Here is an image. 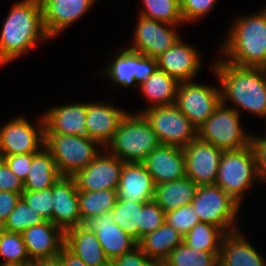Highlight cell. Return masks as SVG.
<instances>
[{"label":"cell","instance_id":"1","mask_svg":"<svg viewBox=\"0 0 266 266\" xmlns=\"http://www.w3.org/2000/svg\"><path fill=\"white\" fill-rule=\"evenodd\" d=\"M10 5L0 29V68L52 40L43 23L40 0H14Z\"/></svg>","mask_w":266,"mask_h":266},{"label":"cell","instance_id":"2","mask_svg":"<svg viewBox=\"0 0 266 266\" xmlns=\"http://www.w3.org/2000/svg\"><path fill=\"white\" fill-rule=\"evenodd\" d=\"M216 58L209 68L219 82L222 103L240 115L245 111L266 120V68L240 67Z\"/></svg>","mask_w":266,"mask_h":266},{"label":"cell","instance_id":"3","mask_svg":"<svg viewBox=\"0 0 266 266\" xmlns=\"http://www.w3.org/2000/svg\"><path fill=\"white\" fill-rule=\"evenodd\" d=\"M234 16L217 47L220 58L240 67L266 68V5Z\"/></svg>","mask_w":266,"mask_h":266},{"label":"cell","instance_id":"4","mask_svg":"<svg viewBox=\"0 0 266 266\" xmlns=\"http://www.w3.org/2000/svg\"><path fill=\"white\" fill-rule=\"evenodd\" d=\"M160 142L142 113L128 111L106 149L124 163H142Z\"/></svg>","mask_w":266,"mask_h":266},{"label":"cell","instance_id":"5","mask_svg":"<svg viewBox=\"0 0 266 266\" xmlns=\"http://www.w3.org/2000/svg\"><path fill=\"white\" fill-rule=\"evenodd\" d=\"M215 184L244 205L246 194L261 184L250 145L222 153Z\"/></svg>","mask_w":266,"mask_h":266},{"label":"cell","instance_id":"6","mask_svg":"<svg viewBox=\"0 0 266 266\" xmlns=\"http://www.w3.org/2000/svg\"><path fill=\"white\" fill-rule=\"evenodd\" d=\"M192 206L201 222L213 224L226 234L241 230L242 205L217 184L198 186Z\"/></svg>","mask_w":266,"mask_h":266},{"label":"cell","instance_id":"7","mask_svg":"<svg viewBox=\"0 0 266 266\" xmlns=\"http://www.w3.org/2000/svg\"><path fill=\"white\" fill-rule=\"evenodd\" d=\"M241 116L221 102L215 112L197 128V137L223 151L245 148L250 144L252 130L245 128Z\"/></svg>","mask_w":266,"mask_h":266},{"label":"cell","instance_id":"8","mask_svg":"<svg viewBox=\"0 0 266 266\" xmlns=\"http://www.w3.org/2000/svg\"><path fill=\"white\" fill-rule=\"evenodd\" d=\"M109 61L102 66L100 77H105L113 87L121 89L145 83L158 68L157 59L127 49L126 47L107 54ZM112 57V58H111Z\"/></svg>","mask_w":266,"mask_h":266},{"label":"cell","instance_id":"9","mask_svg":"<svg viewBox=\"0 0 266 266\" xmlns=\"http://www.w3.org/2000/svg\"><path fill=\"white\" fill-rule=\"evenodd\" d=\"M44 146L50 151L62 176H71L85 168L103 150L97 141L77 135L45 134Z\"/></svg>","mask_w":266,"mask_h":266},{"label":"cell","instance_id":"10","mask_svg":"<svg viewBox=\"0 0 266 266\" xmlns=\"http://www.w3.org/2000/svg\"><path fill=\"white\" fill-rule=\"evenodd\" d=\"M39 115L33 123L27 116L16 114L0 126V159L10 155L37 153L44 147V119L42 113Z\"/></svg>","mask_w":266,"mask_h":266},{"label":"cell","instance_id":"11","mask_svg":"<svg viewBox=\"0 0 266 266\" xmlns=\"http://www.w3.org/2000/svg\"><path fill=\"white\" fill-rule=\"evenodd\" d=\"M142 114L149 121L160 144L184 148L197 138V128L174 104L151 107Z\"/></svg>","mask_w":266,"mask_h":266},{"label":"cell","instance_id":"12","mask_svg":"<svg viewBox=\"0 0 266 266\" xmlns=\"http://www.w3.org/2000/svg\"><path fill=\"white\" fill-rule=\"evenodd\" d=\"M221 102L219 82L218 86H215L194 80L179 83L174 105L196 128H199L215 112Z\"/></svg>","mask_w":266,"mask_h":266},{"label":"cell","instance_id":"13","mask_svg":"<svg viewBox=\"0 0 266 266\" xmlns=\"http://www.w3.org/2000/svg\"><path fill=\"white\" fill-rule=\"evenodd\" d=\"M137 16L130 46L126 48L151 58H158L168 50L181 37L179 29L186 26Z\"/></svg>","mask_w":266,"mask_h":266},{"label":"cell","instance_id":"14","mask_svg":"<svg viewBox=\"0 0 266 266\" xmlns=\"http://www.w3.org/2000/svg\"><path fill=\"white\" fill-rule=\"evenodd\" d=\"M123 165V161L103 148L88 166L70 177L78 191L117 189Z\"/></svg>","mask_w":266,"mask_h":266},{"label":"cell","instance_id":"15","mask_svg":"<svg viewBox=\"0 0 266 266\" xmlns=\"http://www.w3.org/2000/svg\"><path fill=\"white\" fill-rule=\"evenodd\" d=\"M156 59L158 69L179 83L197 80L195 78L205 64L197 46L184 41L182 36Z\"/></svg>","mask_w":266,"mask_h":266},{"label":"cell","instance_id":"16","mask_svg":"<svg viewBox=\"0 0 266 266\" xmlns=\"http://www.w3.org/2000/svg\"><path fill=\"white\" fill-rule=\"evenodd\" d=\"M99 0H40L43 23L47 34L54 39L93 9Z\"/></svg>","mask_w":266,"mask_h":266},{"label":"cell","instance_id":"17","mask_svg":"<svg viewBox=\"0 0 266 266\" xmlns=\"http://www.w3.org/2000/svg\"><path fill=\"white\" fill-rule=\"evenodd\" d=\"M186 175L198 186L215 184L223 150L198 137L183 148Z\"/></svg>","mask_w":266,"mask_h":266},{"label":"cell","instance_id":"18","mask_svg":"<svg viewBox=\"0 0 266 266\" xmlns=\"http://www.w3.org/2000/svg\"><path fill=\"white\" fill-rule=\"evenodd\" d=\"M45 134L77 135L91 139L86 128V101L69 102L42 111Z\"/></svg>","mask_w":266,"mask_h":266},{"label":"cell","instance_id":"19","mask_svg":"<svg viewBox=\"0 0 266 266\" xmlns=\"http://www.w3.org/2000/svg\"><path fill=\"white\" fill-rule=\"evenodd\" d=\"M128 111L125 108L115 106L108 99L105 101H100V99L86 101V128L91 139L106 148Z\"/></svg>","mask_w":266,"mask_h":266},{"label":"cell","instance_id":"20","mask_svg":"<svg viewBox=\"0 0 266 266\" xmlns=\"http://www.w3.org/2000/svg\"><path fill=\"white\" fill-rule=\"evenodd\" d=\"M52 223L64 233L83 225L79 211L78 190L70 176H61L52 186Z\"/></svg>","mask_w":266,"mask_h":266},{"label":"cell","instance_id":"21","mask_svg":"<svg viewBox=\"0 0 266 266\" xmlns=\"http://www.w3.org/2000/svg\"><path fill=\"white\" fill-rule=\"evenodd\" d=\"M152 175L155 185L186 177L183 148L160 144L142 162Z\"/></svg>","mask_w":266,"mask_h":266},{"label":"cell","instance_id":"22","mask_svg":"<svg viewBox=\"0 0 266 266\" xmlns=\"http://www.w3.org/2000/svg\"><path fill=\"white\" fill-rule=\"evenodd\" d=\"M85 225L94 231L110 261L138 246V243L114 222L112 211L92 217Z\"/></svg>","mask_w":266,"mask_h":266},{"label":"cell","instance_id":"23","mask_svg":"<svg viewBox=\"0 0 266 266\" xmlns=\"http://www.w3.org/2000/svg\"><path fill=\"white\" fill-rule=\"evenodd\" d=\"M21 234L32 262L56 258L65 243V233L51 221L34 225Z\"/></svg>","mask_w":266,"mask_h":266},{"label":"cell","instance_id":"24","mask_svg":"<svg viewBox=\"0 0 266 266\" xmlns=\"http://www.w3.org/2000/svg\"><path fill=\"white\" fill-rule=\"evenodd\" d=\"M218 261L219 266H266V257L250 243L244 230L224 236Z\"/></svg>","mask_w":266,"mask_h":266},{"label":"cell","instance_id":"25","mask_svg":"<svg viewBox=\"0 0 266 266\" xmlns=\"http://www.w3.org/2000/svg\"><path fill=\"white\" fill-rule=\"evenodd\" d=\"M155 183L143 163H124L117 188L118 199L133 202L153 200Z\"/></svg>","mask_w":266,"mask_h":266},{"label":"cell","instance_id":"26","mask_svg":"<svg viewBox=\"0 0 266 266\" xmlns=\"http://www.w3.org/2000/svg\"><path fill=\"white\" fill-rule=\"evenodd\" d=\"M64 245L87 266H110L96 234L85 224L66 231Z\"/></svg>","mask_w":266,"mask_h":266},{"label":"cell","instance_id":"27","mask_svg":"<svg viewBox=\"0 0 266 266\" xmlns=\"http://www.w3.org/2000/svg\"><path fill=\"white\" fill-rule=\"evenodd\" d=\"M178 85L179 82L175 78L157 68L150 78L137 89L142 98H145L146 105L135 112L142 113L151 107L173 105Z\"/></svg>","mask_w":266,"mask_h":266},{"label":"cell","instance_id":"28","mask_svg":"<svg viewBox=\"0 0 266 266\" xmlns=\"http://www.w3.org/2000/svg\"><path fill=\"white\" fill-rule=\"evenodd\" d=\"M183 238L181 233L164 223L160 228L143 236L138 242V247L149 259L160 265L183 243Z\"/></svg>","mask_w":266,"mask_h":266},{"label":"cell","instance_id":"29","mask_svg":"<svg viewBox=\"0 0 266 266\" xmlns=\"http://www.w3.org/2000/svg\"><path fill=\"white\" fill-rule=\"evenodd\" d=\"M198 185L189 177L155 185L153 200L165 212L191 204Z\"/></svg>","mask_w":266,"mask_h":266},{"label":"cell","instance_id":"30","mask_svg":"<svg viewBox=\"0 0 266 266\" xmlns=\"http://www.w3.org/2000/svg\"><path fill=\"white\" fill-rule=\"evenodd\" d=\"M61 176L50 151L44 146L34 153L30 170L23 182L24 191H40L50 188Z\"/></svg>","mask_w":266,"mask_h":266},{"label":"cell","instance_id":"31","mask_svg":"<svg viewBox=\"0 0 266 266\" xmlns=\"http://www.w3.org/2000/svg\"><path fill=\"white\" fill-rule=\"evenodd\" d=\"M118 199L117 189L78 191L79 211L85 224L92 217L112 211Z\"/></svg>","mask_w":266,"mask_h":266},{"label":"cell","instance_id":"32","mask_svg":"<svg viewBox=\"0 0 266 266\" xmlns=\"http://www.w3.org/2000/svg\"><path fill=\"white\" fill-rule=\"evenodd\" d=\"M140 16L172 25H186L181 14L180 0H140Z\"/></svg>","mask_w":266,"mask_h":266},{"label":"cell","instance_id":"33","mask_svg":"<svg viewBox=\"0 0 266 266\" xmlns=\"http://www.w3.org/2000/svg\"><path fill=\"white\" fill-rule=\"evenodd\" d=\"M0 266H31L23 236L0 228Z\"/></svg>","mask_w":266,"mask_h":266},{"label":"cell","instance_id":"34","mask_svg":"<svg viewBox=\"0 0 266 266\" xmlns=\"http://www.w3.org/2000/svg\"><path fill=\"white\" fill-rule=\"evenodd\" d=\"M226 233L219 227L199 222L184 236L183 243L200 251H220Z\"/></svg>","mask_w":266,"mask_h":266},{"label":"cell","instance_id":"35","mask_svg":"<svg viewBox=\"0 0 266 266\" xmlns=\"http://www.w3.org/2000/svg\"><path fill=\"white\" fill-rule=\"evenodd\" d=\"M219 251H200L182 243L163 262L164 266H219Z\"/></svg>","mask_w":266,"mask_h":266},{"label":"cell","instance_id":"36","mask_svg":"<svg viewBox=\"0 0 266 266\" xmlns=\"http://www.w3.org/2000/svg\"><path fill=\"white\" fill-rule=\"evenodd\" d=\"M144 202H131L117 199L112 210L114 222L132 239L139 242V226L141 225V209Z\"/></svg>","mask_w":266,"mask_h":266},{"label":"cell","instance_id":"37","mask_svg":"<svg viewBox=\"0 0 266 266\" xmlns=\"http://www.w3.org/2000/svg\"><path fill=\"white\" fill-rule=\"evenodd\" d=\"M46 222L44 217L29 207L22 198L0 227L9 232L22 233L26 229Z\"/></svg>","mask_w":266,"mask_h":266},{"label":"cell","instance_id":"38","mask_svg":"<svg viewBox=\"0 0 266 266\" xmlns=\"http://www.w3.org/2000/svg\"><path fill=\"white\" fill-rule=\"evenodd\" d=\"M199 222L201 221L192 203L165 213V223L181 233L183 237Z\"/></svg>","mask_w":266,"mask_h":266},{"label":"cell","instance_id":"39","mask_svg":"<svg viewBox=\"0 0 266 266\" xmlns=\"http://www.w3.org/2000/svg\"><path fill=\"white\" fill-rule=\"evenodd\" d=\"M21 198L46 221L52 222V187L40 191H23Z\"/></svg>","mask_w":266,"mask_h":266},{"label":"cell","instance_id":"40","mask_svg":"<svg viewBox=\"0 0 266 266\" xmlns=\"http://www.w3.org/2000/svg\"><path fill=\"white\" fill-rule=\"evenodd\" d=\"M217 2L219 3V0H180L181 14L185 24L191 25L196 21H202L203 18L212 14Z\"/></svg>","mask_w":266,"mask_h":266},{"label":"cell","instance_id":"41","mask_svg":"<svg viewBox=\"0 0 266 266\" xmlns=\"http://www.w3.org/2000/svg\"><path fill=\"white\" fill-rule=\"evenodd\" d=\"M165 223V212L154 201L143 204L141 209V225L139 226V241L146 234L155 231Z\"/></svg>","mask_w":266,"mask_h":266},{"label":"cell","instance_id":"42","mask_svg":"<svg viewBox=\"0 0 266 266\" xmlns=\"http://www.w3.org/2000/svg\"><path fill=\"white\" fill-rule=\"evenodd\" d=\"M264 131L263 135H256V132L252 131L249 144L254 154L257 174L262 184L266 183V130Z\"/></svg>","mask_w":266,"mask_h":266},{"label":"cell","instance_id":"43","mask_svg":"<svg viewBox=\"0 0 266 266\" xmlns=\"http://www.w3.org/2000/svg\"><path fill=\"white\" fill-rule=\"evenodd\" d=\"M110 266H159V264L149 259L137 246L132 251L112 259Z\"/></svg>","mask_w":266,"mask_h":266},{"label":"cell","instance_id":"44","mask_svg":"<svg viewBox=\"0 0 266 266\" xmlns=\"http://www.w3.org/2000/svg\"><path fill=\"white\" fill-rule=\"evenodd\" d=\"M33 157L34 153H24L4 156L1 159L7 164L11 171L24 182L30 170Z\"/></svg>","mask_w":266,"mask_h":266},{"label":"cell","instance_id":"45","mask_svg":"<svg viewBox=\"0 0 266 266\" xmlns=\"http://www.w3.org/2000/svg\"><path fill=\"white\" fill-rule=\"evenodd\" d=\"M0 191L19 194L24 191L23 181L11 171L2 159H0Z\"/></svg>","mask_w":266,"mask_h":266},{"label":"cell","instance_id":"46","mask_svg":"<svg viewBox=\"0 0 266 266\" xmlns=\"http://www.w3.org/2000/svg\"><path fill=\"white\" fill-rule=\"evenodd\" d=\"M20 198L21 194L19 193L0 191V227L14 210Z\"/></svg>","mask_w":266,"mask_h":266},{"label":"cell","instance_id":"47","mask_svg":"<svg viewBox=\"0 0 266 266\" xmlns=\"http://www.w3.org/2000/svg\"><path fill=\"white\" fill-rule=\"evenodd\" d=\"M57 257L62 261L63 266H87L84 261L71 252L65 245Z\"/></svg>","mask_w":266,"mask_h":266},{"label":"cell","instance_id":"48","mask_svg":"<svg viewBox=\"0 0 266 266\" xmlns=\"http://www.w3.org/2000/svg\"><path fill=\"white\" fill-rule=\"evenodd\" d=\"M31 266H63L62 261L56 257L52 259H41L32 262Z\"/></svg>","mask_w":266,"mask_h":266}]
</instances>
